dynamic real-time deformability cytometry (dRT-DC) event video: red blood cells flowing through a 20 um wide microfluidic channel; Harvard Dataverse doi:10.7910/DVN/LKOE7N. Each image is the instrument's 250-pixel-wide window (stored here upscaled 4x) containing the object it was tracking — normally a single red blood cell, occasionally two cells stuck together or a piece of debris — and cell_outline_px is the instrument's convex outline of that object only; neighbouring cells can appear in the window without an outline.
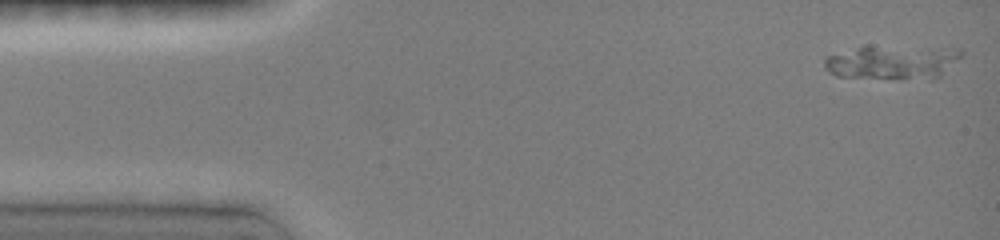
{"species": "common noctule bat (a hibernating species)", "species_latin": "Nyctalus noctula", "temperature_condition": "room temperature", "stored_images_in_passage": 14, "camera_frame_rate_fps": 3000, "um_per_image_px": 0.085, "animal": {"sex": "female", "body_mass_g": 19.0, "forearm_length_mm": 51.5}, "frame": {"image": 1, "passage_image": 1, "time_ms": 0.0, "image_size_px": [1000, 240], "cell_outline_px": [[964, 52], [940, 76], [932, 80], [900, 80], [836, 76], [828, 72], [824, 64], [824, 56], [864, 44], [956, 48]], "centroid_in_image_um": [75.81, 5.27], "position_along_channel_um": 9.2, "area_um2": 28.5}}